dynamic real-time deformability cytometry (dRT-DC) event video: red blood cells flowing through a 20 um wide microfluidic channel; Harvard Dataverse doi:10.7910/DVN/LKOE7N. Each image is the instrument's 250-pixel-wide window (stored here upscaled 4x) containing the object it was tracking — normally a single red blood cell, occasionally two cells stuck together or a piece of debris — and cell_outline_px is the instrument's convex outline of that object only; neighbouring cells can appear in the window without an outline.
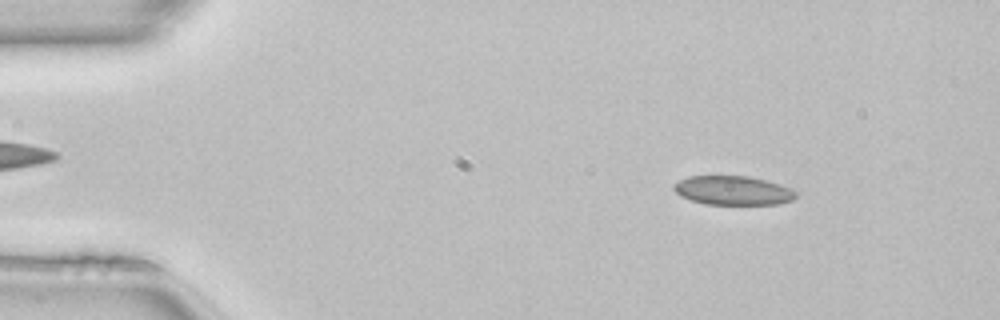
{"species": "common noctule bat (a hibernating species)", "species_latin": "Nyctalus noctula", "temperature_condition": "room temperature", "stored_images_in_passage": 50, "camera_frame_rate_fps": 3000, "um_per_image_px": 0.085, "animal": {"sex": "female", "body_mass_g": 22.7, "forearm_length_mm": 54.2}, "frame": {"image": 1, "passage_image": 6, "time_ms": 1.667, "image_size_px": [1000, 320], "cell_outline_px": [[796, 196], [792, 200], [776, 204], [704, 204], [680, 196], [672, 188], [672, 184], [688, 176], [748, 176], [780, 184], [796, 192]], "centroid_in_image_um": [62.25, 16.18], "position_along_channel_um": 22.7, "area_um2": 20.52}}
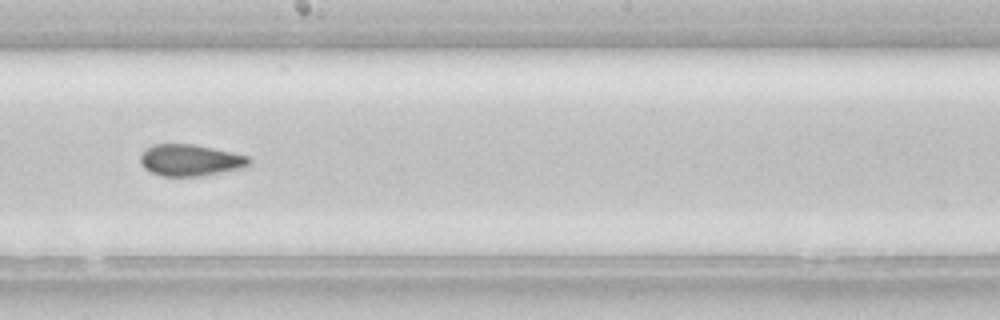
{"frame": {"image": 2, "passage_image": 27, "time_ms": 8.667, "image_size_px": [1000, 320], "cell_outline_px": [[252, 160], [248, 164], [240, 168], [200, 176], [160, 176], [144, 168], [140, 164], [140, 156], [144, 148], [152, 144], [192, 144], [232, 152], [248, 156]], "centroid_in_image_um": [16.11, 13.61], "position_along_channel_um": 232.1, "area_um2": 19.94}}
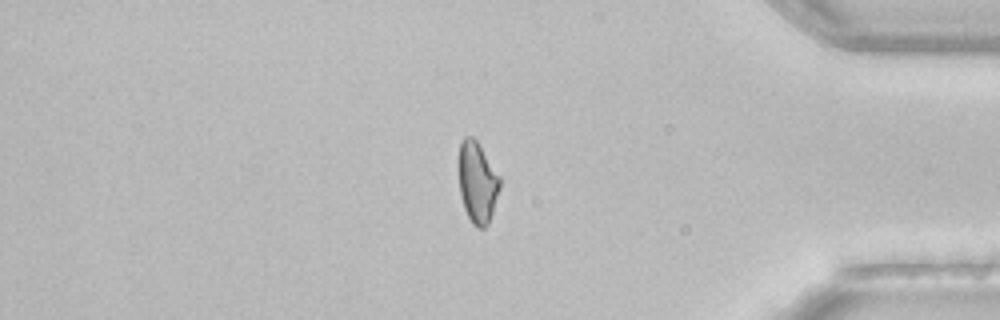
{"frame": {"image": 3, "passage_image": 41, "time_ms": 13.333, "image_size_px": [1000, 320], "cell_outline_px": [[500, 188], [488, 224], [484, 228], [476, 228], [472, 224], [464, 208], [460, 192], [456, 168], [456, 160], [460, 140], [464, 136], [472, 136], [476, 140], [500, 176]], "centroid_in_image_um": [40.52, 15.45], "position_along_channel_um": 394.7, "area_um2": 20.0}, "authors_computed_cell_mechanics": {"area_um2": 20.6057, "velocity_mm_per_s": 4.1178, "shape_relaxation_time_tau1_ms": 10.4106, "shape_relaxation_time_tau2_ms": 2.1895, "deformation_change_tau1": 0.1828, "deformation_change_tau2": 0.0653}}